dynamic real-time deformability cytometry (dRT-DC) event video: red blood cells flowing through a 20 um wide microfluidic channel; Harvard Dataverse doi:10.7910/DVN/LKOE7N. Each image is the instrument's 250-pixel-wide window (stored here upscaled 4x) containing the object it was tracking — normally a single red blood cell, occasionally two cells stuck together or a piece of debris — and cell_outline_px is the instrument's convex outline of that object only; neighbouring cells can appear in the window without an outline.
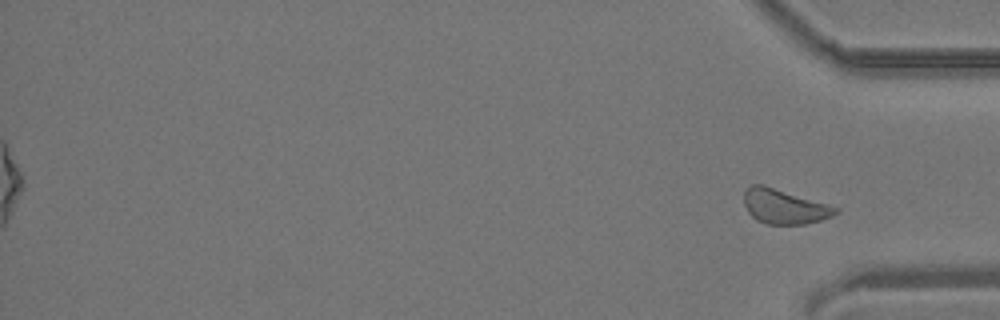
{"species": "common noctule bat (a hibernating species)", "species_latin": "Nyctalus noctula", "temperature_condition": "room temperature", "stored_images_in_passage": 40, "segment_of_instrument_passage": [2, 2], "camera_frame_rate_fps": 3000, "um_per_image_px": 0.085, "animal": {"sex": "male", "body_mass_g": 19.2, "forearm_length_mm": 51.8}, "frame": {"image": 1, "passage_image": 40, "time_ms": 13.0, "image_size_px": [1000, 320], "cell_outline_px": [[840, 212], [832, 216], [820, 220], [804, 224], [768, 224], [756, 220], [748, 212], [744, 204], [744, 192], [752, 184], [764, 184], [840, 208]], "centroid_in_image_um": [66.67, 17.55], "position_along_channel_um": 368.5, "area_um2": 18.5}}